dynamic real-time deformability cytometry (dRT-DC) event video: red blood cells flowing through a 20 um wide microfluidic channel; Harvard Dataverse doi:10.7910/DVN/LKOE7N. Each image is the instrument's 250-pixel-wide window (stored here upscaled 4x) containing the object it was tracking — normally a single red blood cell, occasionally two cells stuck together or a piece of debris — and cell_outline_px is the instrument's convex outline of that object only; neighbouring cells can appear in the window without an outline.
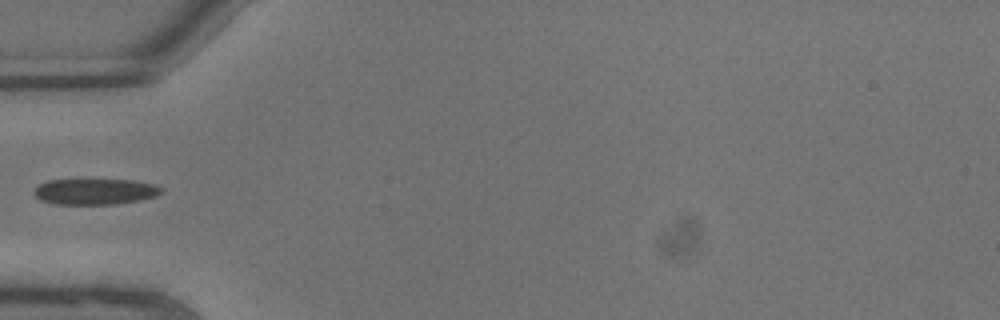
{"species": "common noctule bat (a hibernating species)", "species_latin": "Nyctalus noctula", "temperature_condition": "warm", "stored_images_in_passage": 8, "segment_of_instrument_passage": [2, 2], "camera_frame_rate_fps": 3000, "um_per_image_px": 0.085, "animal": {"sex": "male", "body_mass_g": 13.3}, "frame": {"image": 1, "passage_image": 5, "time_ms": 1.333, "image_size_px": [1000, 320], "cell_outline_px": [[164, 192], [156, 196], [140, 200], [116, 204], [56, 204], [40, 200], [32, 192], [40, 184], [48, 180], [132, 180], [156, 184], [164, 188]], "centroid_in_image_um": [8.13, 16.28], "position_along_channel_um": 76.9, "area_um2": 19.31}}
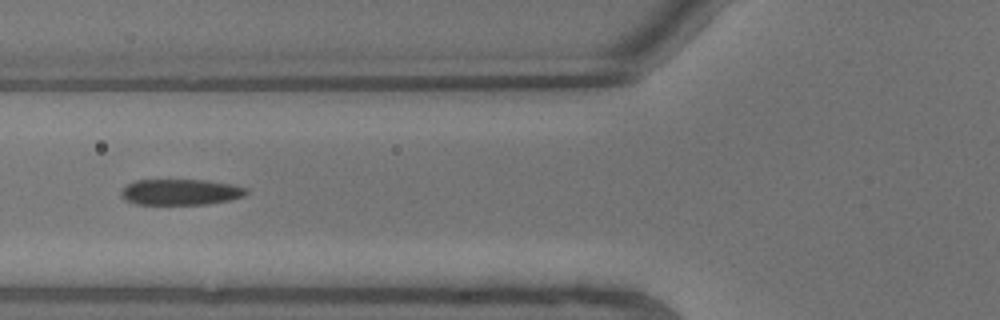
{"frame": {"image": 2, "passage_image": 6, "time_ms": 1.667, "image_size_px": [1000, 320], "cell_outline_px": [[248, 192], [244, 196], [228, 200], [208, 204], [136, 204], [124, 200], [120, 196], [120, 192], [128, 184], [136, 180], [204, 180], [236, 184], [248, 188]], "centroid_in_image_um": [15.37, 16.32], "position_along_channel_um": 110.4, "area_um2": 19.02}}
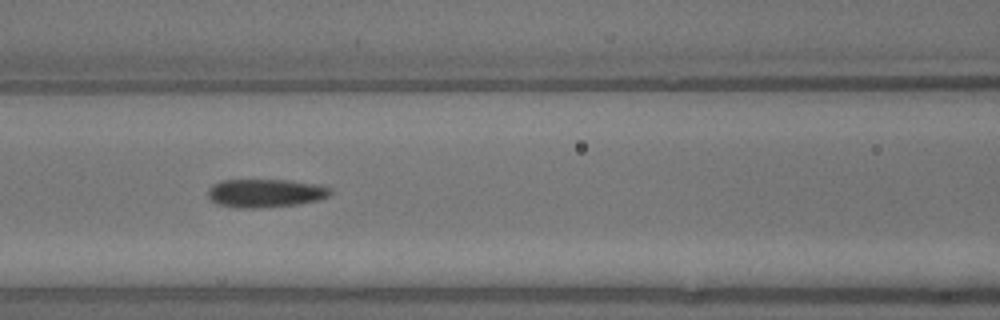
{"frame": {"image": 3, "passage_image": 7, "time_ms": 2.0, "image_size_px": [1000, 320], "cell_outline_px": [[332, 192], [328, 196], [320, 200], [300, 204], [260, 208], [236, 208], [216, 204], [208, 196], [208, 188], [212, 184], [220, 180], [288, 180], [320, 184], [332, 188]], "centroid_in_image_um": [22.58, 16.42], "position_along_channel_um": 144.0, "area_um2": 20.63}}